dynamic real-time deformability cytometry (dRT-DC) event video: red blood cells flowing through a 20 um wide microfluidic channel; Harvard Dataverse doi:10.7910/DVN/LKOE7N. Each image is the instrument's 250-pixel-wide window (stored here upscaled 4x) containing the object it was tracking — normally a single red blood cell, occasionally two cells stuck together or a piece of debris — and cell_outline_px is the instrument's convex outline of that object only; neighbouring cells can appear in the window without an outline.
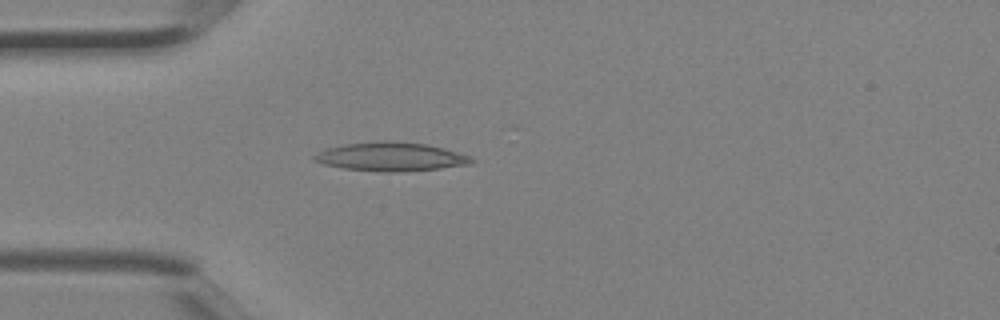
{"species": "Egyptian fruit bat (a non-hibernating species)", "species_latin": "Rousettus aegyptiacus", "temperature_condition": "room temperature", "stored_images_in_passage": 1, "camera_frame_rate_fps": 3000, "um_per_image_px": 0.085, "animal": {"sex": "female"}, "frame": {"image": 1, "passage_image": 1, "time_ms": 0.0, "image_size_px": [1000, 320], "cell_outline_px": [[476, 160], [468, 164], [440, 168], [400, 172], [380, 172], [344, 168], [324, 164], [312, 160], [312, 156], [328, 148], [344, 144], [380, 140], [388, 140], [428, 144], [444, 148], [468, 156]], "centroid_in_image_um": [33.2, 13.31], "position_along_channel_um": 51.8, "area_um2": 26.3}}